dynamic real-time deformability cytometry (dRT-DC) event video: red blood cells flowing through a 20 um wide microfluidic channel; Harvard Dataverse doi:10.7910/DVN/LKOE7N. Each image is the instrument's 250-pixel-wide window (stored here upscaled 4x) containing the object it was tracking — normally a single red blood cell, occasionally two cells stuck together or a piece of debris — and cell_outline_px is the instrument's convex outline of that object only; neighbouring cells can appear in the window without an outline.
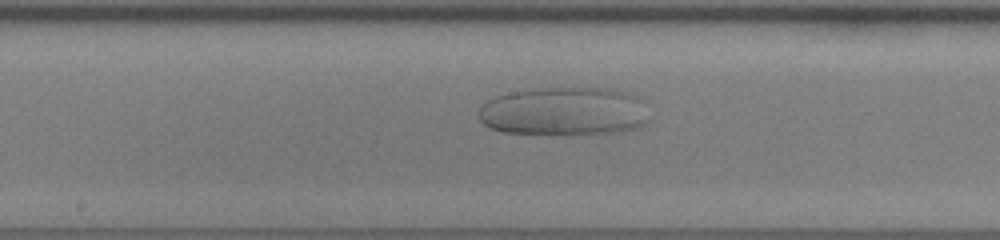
{"species": "human", "species_latin": "Homo sapiens", "temperature_condition": "room temperature", "stored_images_in_passage": 62, "camera_frame_rate_fps": 3000, "um_per_image_px": 0.085, "donor": {"sex": "female"}, "frame": {"image": 1, "passage_image": 34, "time_ms": 11.0, "image_size_px": [1000, 240], "cell_outline_px": [[648, 124], [636, 128], [620, 132], [504, 132], [488, 128], [480, 120], [480, 108], [488, 100], [496, 96], [512, 92], [544, 88], [608, 88], [628, 92], [648, 100]], "centroid_in_image_um": [48.07, 9.43], "position_along_channel_um": 200.1, "area_um2": 47.86}}
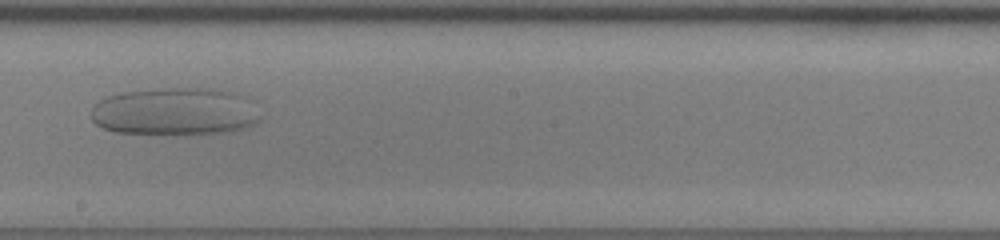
{"frame": {"image": 2, "passage_image": 37, "time_ms": 12.0, "image_size_px": [1000, 240], "cell_outline_px": [[264, 116], [256, 124], [244, 128], [228, 132], [188, 136], [172, 136], [112, 132], [96, 124], [92, 120], [92, 104], [108, 96], [120, 92], [152, 88], [212, 88], [236, 92], [248, 96]], "centroid_in_image_um": [14.94, 9.5], "position_along_channel_um": 233.3, "area_um2": 49.07}}